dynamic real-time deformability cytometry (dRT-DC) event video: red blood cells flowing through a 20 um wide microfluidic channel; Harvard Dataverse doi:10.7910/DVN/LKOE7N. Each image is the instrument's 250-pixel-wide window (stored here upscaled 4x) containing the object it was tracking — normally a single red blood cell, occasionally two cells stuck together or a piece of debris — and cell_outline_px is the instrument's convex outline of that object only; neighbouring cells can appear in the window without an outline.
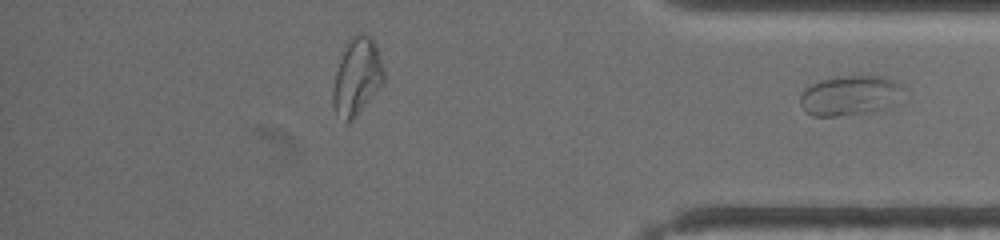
{"species": "common noctule bat (a hibernating species)", "species_latin": "Nyctalus noctula", "temperature_condition": "warm", "stored_images_in_passage": 38, "segment_of_instrument_passage": [2, 2], "camera_frame_rate_fps": 3000, "um_per_image_px": 0.085, "animal": {"sex": "female", "body_mass_g": 19.5, "forearm_length_mm": 54.1}, "frame": {"image": 1, "passage_image": 38, "time_ms": 12.333, "image_size_px": [1000, 240], "cell_outline_px": [[904, 92], [884, 108], [864, 112], [836, 116], [812, 116], [800, 104], [800, 96], [804, 88], [820, 80], [836, 76], [884, 76], [896, 80], [904, 88]], "centroid_in_image_um": [72.21, 8.08], "position_along_channel_um": 363.0, "area_um2": 23.7}}